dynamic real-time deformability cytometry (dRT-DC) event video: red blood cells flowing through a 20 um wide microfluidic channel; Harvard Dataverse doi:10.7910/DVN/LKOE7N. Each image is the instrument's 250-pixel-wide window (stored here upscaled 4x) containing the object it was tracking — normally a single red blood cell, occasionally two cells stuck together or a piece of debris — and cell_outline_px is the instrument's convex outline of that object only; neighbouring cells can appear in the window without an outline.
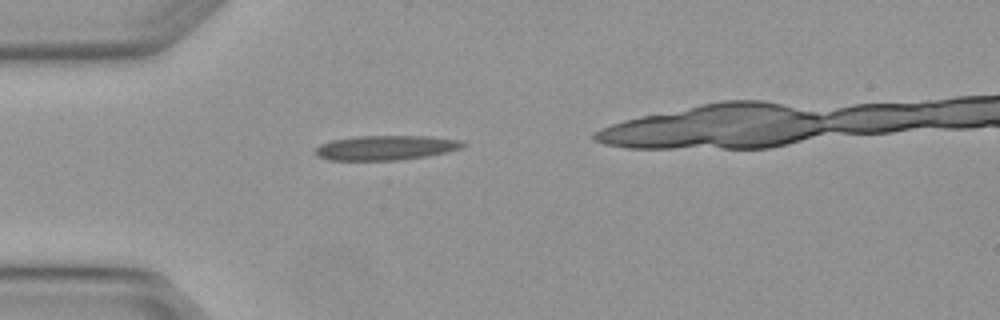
{"species": "Egyptian fruit bat (a non-hibernating species)", "species_latin": "Rousettus aegyptiacus", "temperature_condition": "warm", "stored_images_in_passage": 2, "camera_frame_rate_fps": 3000, "um_per_image_px": 0.085, "animal": {"sex": "female"}, "frame": {"image": 1, "passage_image": 1, "time_ms": 0.0, "image_size_px": [1000, 320], "cell_outline_px": [[468, 144], [460, 148], [448, 152], [428, 156], [396, 160], [328, 160], [316, 156], [316, 148], [320, 144], [332, 140], [356, 136], [432, 136], [460, 140]], "centroid_in_image_um": [32.81, 12.55], "position_along_channel_um": 52.2, "area_um2": 21.27}}